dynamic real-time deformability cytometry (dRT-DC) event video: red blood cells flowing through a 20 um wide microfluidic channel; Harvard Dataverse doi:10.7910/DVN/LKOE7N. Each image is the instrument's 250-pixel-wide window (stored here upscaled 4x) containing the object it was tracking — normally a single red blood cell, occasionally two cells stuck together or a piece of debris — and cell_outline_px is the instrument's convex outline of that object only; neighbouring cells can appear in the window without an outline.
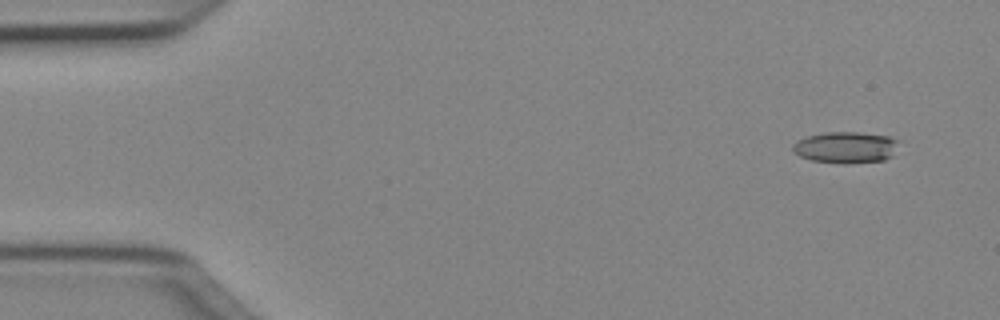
{"species": "Egyptian fruit bat (a non-hibernating species)", "species_latin": "Rousettus aegyptiacus", "temperature_condition": "cold", "stored_images_in_passage": 47, "camera_frame_rate_fps": 3000, "um_per_image_px": 0.085, "animal": {"sex": "female"}, "frame": {"image": 1, "passage_image": 1, "time_ms": 0.0, "image_size_px": [1000, 320], "cell_outline_px": [[900, 140], [892, 156], [884, 160], [848, 164], [844, 164], [812, 160], [800, 156], [792, 148], [792, 144], [796, 140], [808, 136], [824, 132], [856, 132], [892, 136]], "centroid_in_image_um": [71.92, 12.52], "position_along_channel_um": 13.1, "area_um2": 19.59}}
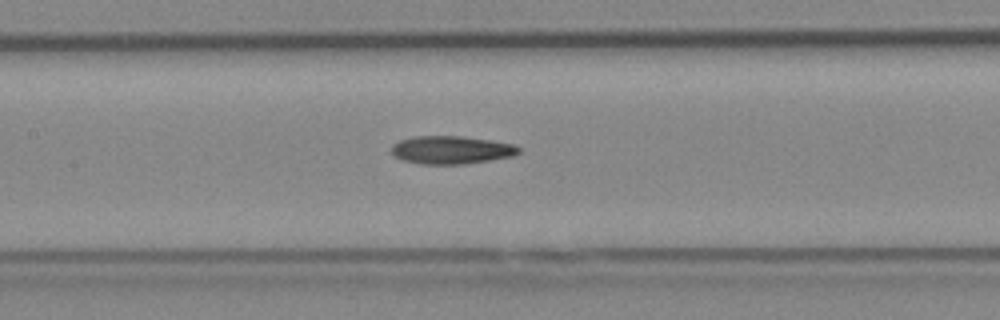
{"frame": {"image": 2, "passage_image": 21, "time_ms": 6.667, "image_size_px": [1000, 320], "cell_outline_px": [[520, 152], [512, 156], [464, 164], [420, 164], [400, 160], [392, 156], [392, 144], [400, 140], [412, 136], [464, 136], [492, 140], [512, 144], [520, 148]], "centroid_in_image_um": [38.31, 12.74], "position_along_channel_um": 169.1, "area_um2": 20.92}}
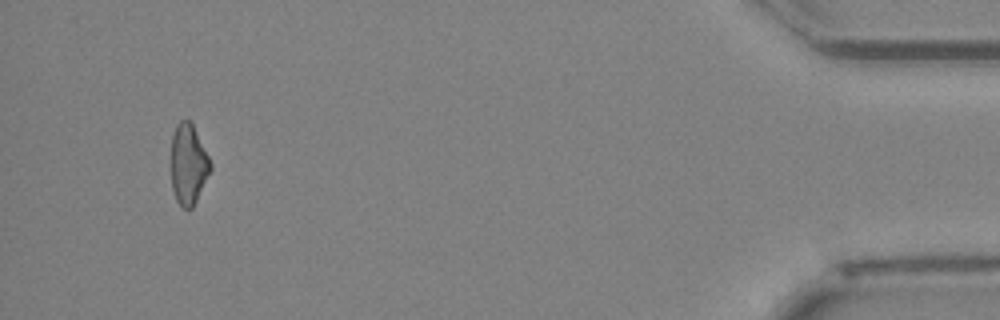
{"frame": {"image": 3, "passage_image": 45, "time_ms": 14.667, "image_size_px": [1000, 320], "cell_outline_px": [[212, 168], [192, 208], [180, 208], [176, 200], [172, 188], [168, 164], [172, 136], [176, 124], [180, 120], [188, 120], [192, 124], [212, 164]], "centroid_in_image_um": [15.94, 13.98], "position_along_channel_um": 419.3, "area_um2": 18.9}, "authors_computed_cell_mechanics": {"area_um2": 20.1722, "velocity_mm_per_s": 4.0746, "shape_relaxation_time_tau1_ms": null, "shape_relaxation_time_tau2_ms": 10.7578, "deformation_change_tau1": null, "deformation_change_tau2": 0.2622}}